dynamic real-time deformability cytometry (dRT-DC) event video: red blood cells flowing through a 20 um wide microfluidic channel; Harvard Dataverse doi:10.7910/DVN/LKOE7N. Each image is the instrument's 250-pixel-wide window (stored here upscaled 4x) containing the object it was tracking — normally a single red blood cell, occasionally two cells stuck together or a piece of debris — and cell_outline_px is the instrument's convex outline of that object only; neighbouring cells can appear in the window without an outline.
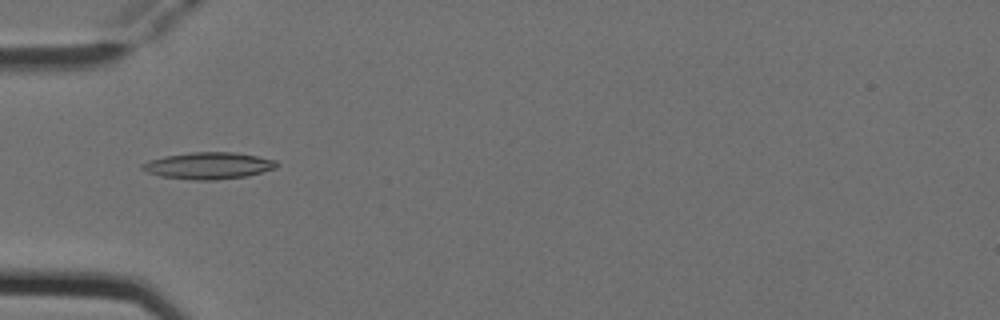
{"species": "Egyptian fruit bat (a non-hibernating species)", "species_latin": "Rousettus aegyptiacus", "temperature_condition": "cold", "stored_images_in_passage": 6, "camera_frame_rate_fps": 3000, "um_per_image_px": 0.085, "animal": {"sex": "female"}, "frame": {"image": 1, "passage_image": 5, "time_ms": 1.333, "image_size_px": [1000, 320], "cell_outline_px": [[280, 164], [276, 168], [248, 176], [216, 180], [192, 180], [160, 176], [144, 172], [140, 168], [140, 164], [148, 160], [164, 156], [192, 152], [236, 152], [276, 160]], "centroid_in_image_um": [17.7, 14.08], "position_along_channel_um": 67.3, "area_um2": 21.27}}
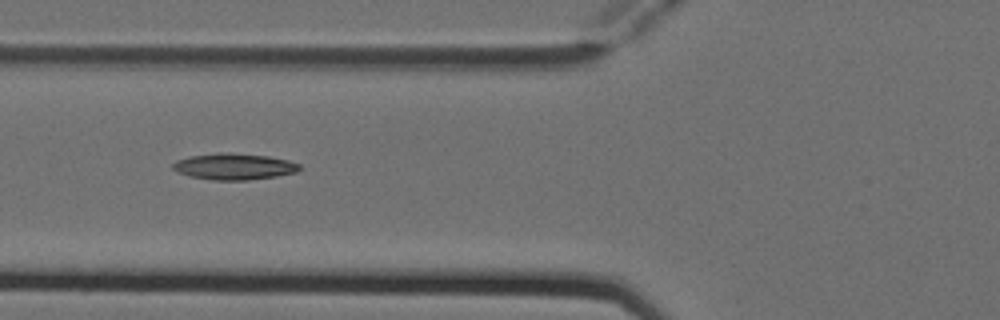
{"frame": {"image": 2, "passage_image": 6, "time_ms": 1.667, "image_size_px": [1000, 320], "cell_outline_px": [[300, 168], [296, 172], [276, 176], [248, 180], [212, 180], [188, 176], [176, 172], [172, 168], [172, 164], [176, 160], [188, 156], [216, 152], [224, 152], [268, 156], [288, 160], [300, 164]], "centroid_in_image_um": [19.84, 14.15], "position_along_channel_um": 106.0, "area_um2": 19.59}}